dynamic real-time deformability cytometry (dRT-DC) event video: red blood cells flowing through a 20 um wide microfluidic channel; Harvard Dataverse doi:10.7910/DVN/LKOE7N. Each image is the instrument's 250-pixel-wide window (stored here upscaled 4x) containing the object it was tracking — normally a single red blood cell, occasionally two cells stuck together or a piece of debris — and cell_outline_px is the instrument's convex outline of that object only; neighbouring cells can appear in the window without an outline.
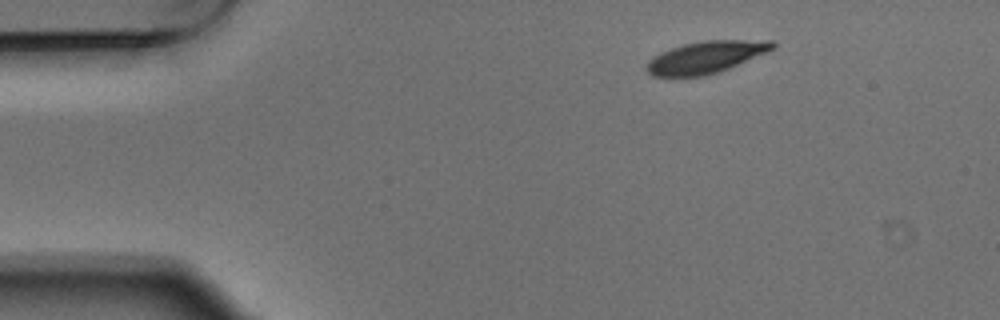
{"species": "Egyptian fruit bat (a non-hibernating species)", "species_latin": "Rousettus aegyptiacus", "temperature_condition": "warm", "stored_images_in_passage": 2, "camera_frame_rate_fps": 3000, "um_per_image_px": 0.085, "animal": {"sex": "male"}, "frame": {"image": 1, "passage_image": 2, "time_ms": 0.333, "image_size_px": [1000, 320], "cell_outline_px": [[776, 48], [768, 52], [728, 68], [704, 76], [652, 76], [644, 68], [648, 60], [652, 56], [672, 48], [684, 44], [704, 40], [772, 40], [776, 44]], "centroid_in_image_um": [60.0, 4.85], "position_along_channel_um": 25.0, "area_um2": 23.47}}